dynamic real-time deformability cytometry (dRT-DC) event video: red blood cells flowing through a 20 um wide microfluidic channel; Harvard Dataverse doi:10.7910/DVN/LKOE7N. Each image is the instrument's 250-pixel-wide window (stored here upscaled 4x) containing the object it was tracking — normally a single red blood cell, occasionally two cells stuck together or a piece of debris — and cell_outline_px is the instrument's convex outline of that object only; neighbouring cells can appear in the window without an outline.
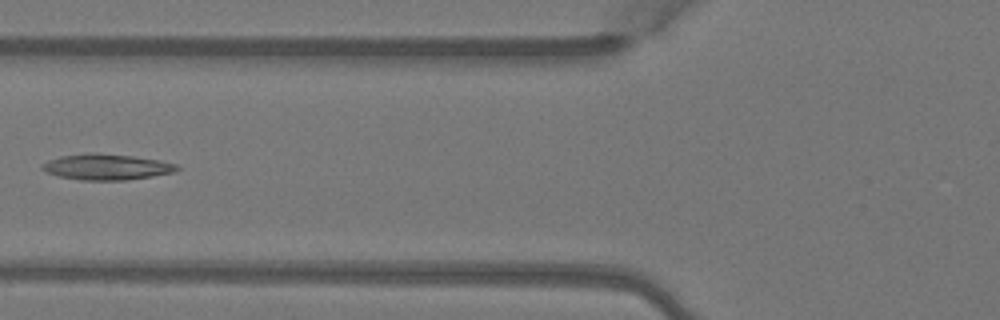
{"species": "Egyptian fruit bat (a non-hibernating species)", "species_latin": "Rousettus aegyptiacus", "temperature_condition": "warm", "stored_images_in_passage": 5, "camera_frame_rate_fps": 3000, "um_per_image_px": 0.085, "animal": {"sex": "female"}, "frame": {"image": 1, "passage_image": 4, "time_ms": 1.0, "image_size_px": [1000, 320], "cell_outline_px": [[180, 168], [172, 172], [152, 176], [128, 180], [80, 180], [60, 176], [48, 172], [40, 168], [40, 164], [48, 160], [60, 156], [92, 152], [96, 152], [132, 156], [160, 160], [176, 164]], "centroid_in_image_um": [9.03, 14.18], "position_along_channel_um": 116.8, "area_um2": 20.29}}
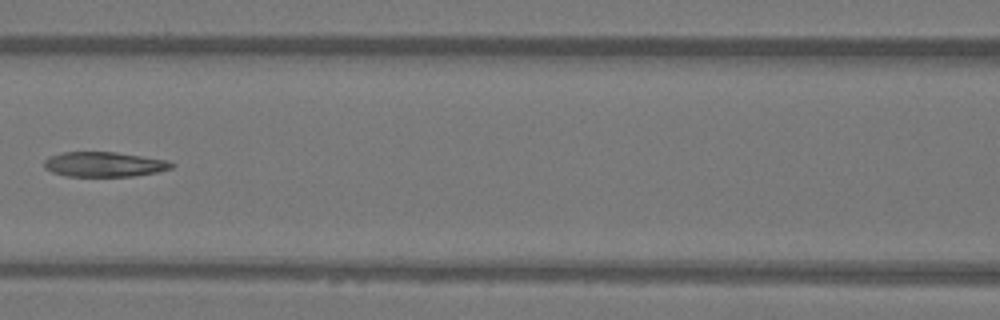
{"frame": {"image": 2, "passage_image": 5, "time_ms": 1.333, "image_size_px": [1000, 320], "cell_outline_px": [[176, 164], [172, 168], [156, 172], [132, 176], [68, 176], [52, 172], [44, 168], [44, 160], [48, 156], [64, 152], [116, 152], [168, 160]], "centroid_in_image_um": [8.85, 13.96], "position_along_channel_um": 157.8, "area_um2": 18.5}}